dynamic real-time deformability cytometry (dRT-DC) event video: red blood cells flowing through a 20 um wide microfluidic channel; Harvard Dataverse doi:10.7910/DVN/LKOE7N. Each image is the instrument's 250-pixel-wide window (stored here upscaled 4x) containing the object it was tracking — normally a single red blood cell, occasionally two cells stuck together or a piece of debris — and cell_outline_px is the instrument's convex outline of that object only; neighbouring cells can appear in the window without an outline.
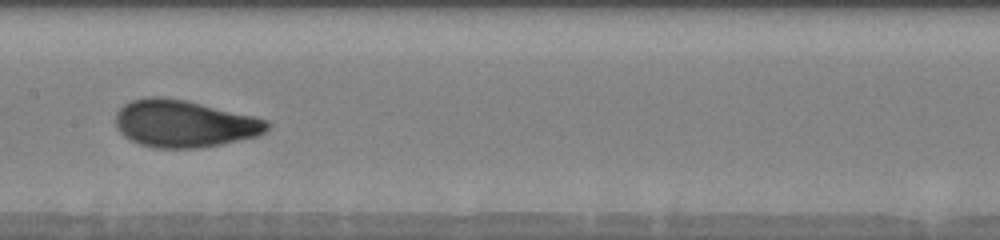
{"species": "human", "species_latin": "Homo sapiens", "temperature_condition": "warm", "stored_images_in_passage": 37, "camera_frame_rate_fps": 3000, "um_per_image_px": 0.085, "donor": {"sex": "male"}, "frame": {"image": 1, "passage_image": 16, "time_ms": 8.0, "image_size_px": [1000, 240], "cell_outline_px": [[268, 128], [264, 132], [256, 136], [220, 144], [200, 148], [156, 148], [140, 144], [124, 136], [120, 132], [116, 124], [116, 112], [124, 104], [132, 100], [148, 96], [160, 96], [188, 100], [268, 120]], "centroid_in_image_um": [15.62, 10.5], "position_along_channel_um": 191.8, "area_um2": 41.5}}
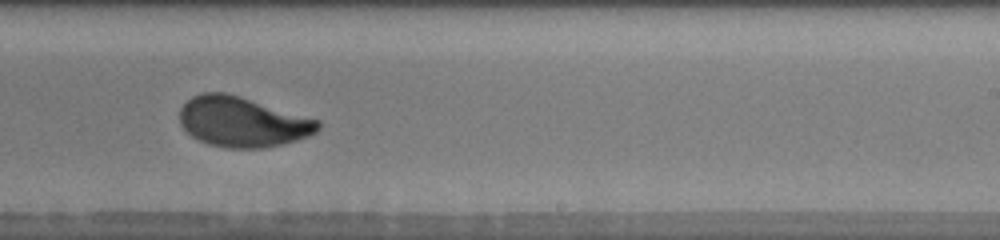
{"frame": {"image": 2, "passage_image": 22, "time_ms": 10.0, "image_size_px": [1000, 240], "cell_outline_px": [[320, 128], [316, 132], [308, 136], [296, 140], [280, 144], [260, 148], [228, 148], [208, 144], [192, 136], [180, 124], [180, 108], [192, 96], [200, 92], [224, 92], [240, 96], [320, 120]], "centroid_in_image_um": [20.6, 10.35], "position_along_channel_um": 268.4, "area_um2": 40.23}, "authors_computed_cell_mechanics": {"area_um2": 40.46, "velocity_mm_per_s": 3.86, "shape_relaxation_time_tau1_ms": 3.0961, "shape_relaxation_time_tau2_ms": null, "deformation_change_tau1": 0.1614, "deformation_change_tau2": null}}